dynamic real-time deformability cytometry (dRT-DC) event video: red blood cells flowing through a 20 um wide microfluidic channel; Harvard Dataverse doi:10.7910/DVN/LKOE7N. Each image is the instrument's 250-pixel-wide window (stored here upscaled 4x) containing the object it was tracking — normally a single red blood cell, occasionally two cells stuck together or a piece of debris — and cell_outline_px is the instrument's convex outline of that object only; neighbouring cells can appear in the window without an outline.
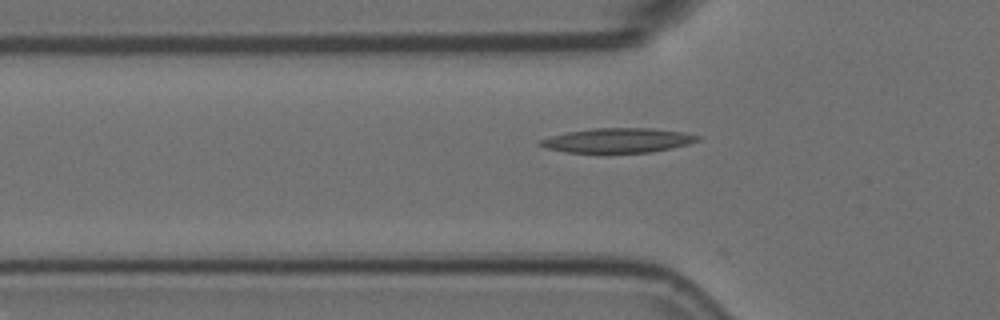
{"species": "Egyptian fruit bat (a non-hibernating species)", "species_latin": "Rousettus aegyptiacus", "temperature_condition": "room temperature", "stored_images_in_passage": 44, "camera_frame_rate_fps": 3000, "um_per_image_px": 0.085, "animal": {"sex": "female"}, "frame": {"image": 1, "passage_image": 14, "time_ms": 4.333, "image_size_px": [1000, 320], "cell_outline_px": [[700, 140], [688, 144], [672, 148], [652, 152], [564, 152], [544, 148], [536, 144], [540, 140], [552, 136], [568, 132], [592, 128], [652, 128], [684, 132], [700, 136]], "centroid_in_image_um": [52.52, 11.93], "position_along_channel_um": 73.3, "area_um2": 22.48}}
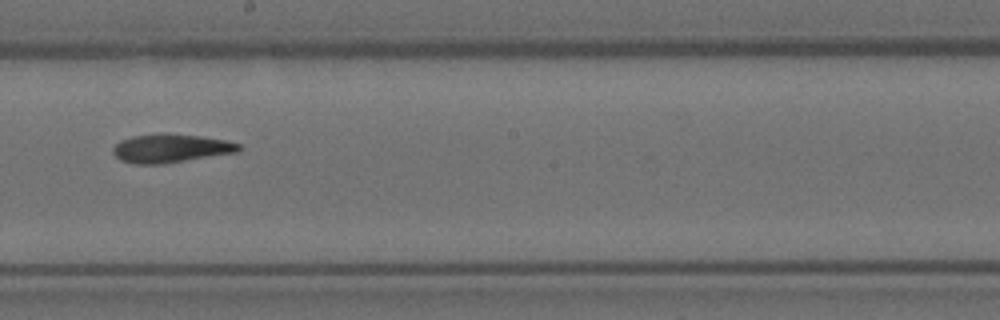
{"frame": {"image": 2, "passage_image": 27, "time_ms": 8.667, "image_size_px": [1000, 320], "cell_outline_px": [[240, 152], [160, 164], [136, 164], [120, 160], [112, 152], [112, 148], [120, 140], [132, 136], [200, 136], [224, 140], [240, 144]], "centroid_in_image_um": [14.51, 12.65], "position_along_channel_um": 233.7, "area_um2": 20.06}}
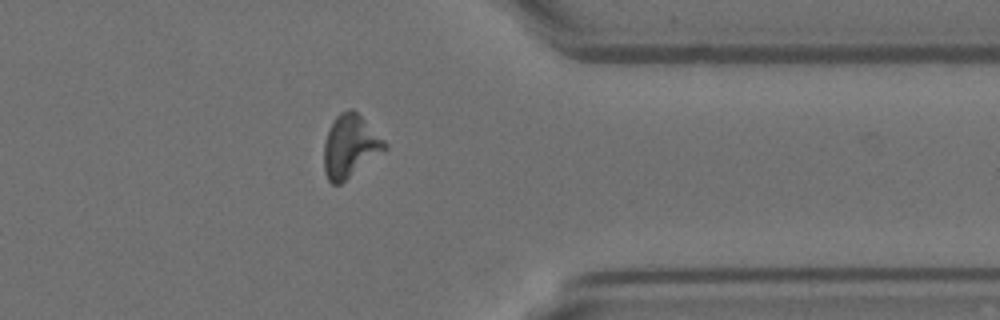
{"frame": {"image": 3, "passage_image": 40, "time_ms": 13.0, "image_size_px": [1000, 320], "cell_outline_px": [[388, 148], [384, 152], [340, 184], [332, 184], [328, 180], [324, 172], [324, 144], [328, 132], [336, 116], [340, 112], [348, 108], [352, 108], [388, 144]], "centroid_in_image_um": [29.76, 12.45], "position_along_channel_um": 381.6, "area_um2": 22.02}}